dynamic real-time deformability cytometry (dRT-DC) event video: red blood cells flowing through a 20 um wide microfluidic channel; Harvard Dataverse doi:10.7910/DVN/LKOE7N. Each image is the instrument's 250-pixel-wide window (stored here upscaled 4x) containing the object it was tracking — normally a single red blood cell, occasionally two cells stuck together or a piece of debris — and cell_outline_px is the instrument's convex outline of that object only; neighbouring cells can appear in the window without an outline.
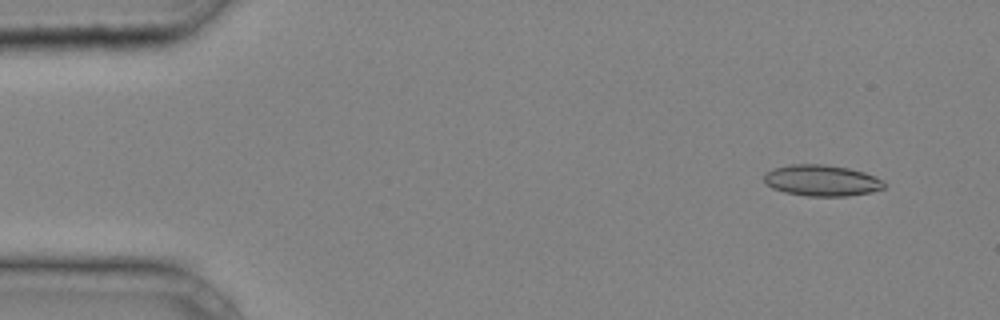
{"species": "common noctule bat (a hibernating species)", "species_latin": "Nyctalus noctula", "temperature_condition": "cold", "stored_images_in_passage": 42, "camera_frame_rate_fps": 3000, "um_per_image_px": 0.085, "animal": {"sex": "male", "body_mass_g": 20.4}, "frame": {"image": 1, "passage_image": 4, "time_ms": 1.0, "image_size_px": [1000, 320], "cell_outline_px": [[884, 188], [872, 192], [848, 196], [808, 196], [784, 192], [772, 188], [764, 180], [764, 176], [772, 168], [788, 164], [824, 164], [848, 168], [864, 172], [884, 180]], "centroid_in_image_um": [69.85, 15.34], "position_along_channel_um": 15.1, "area_um2": 21.85}}
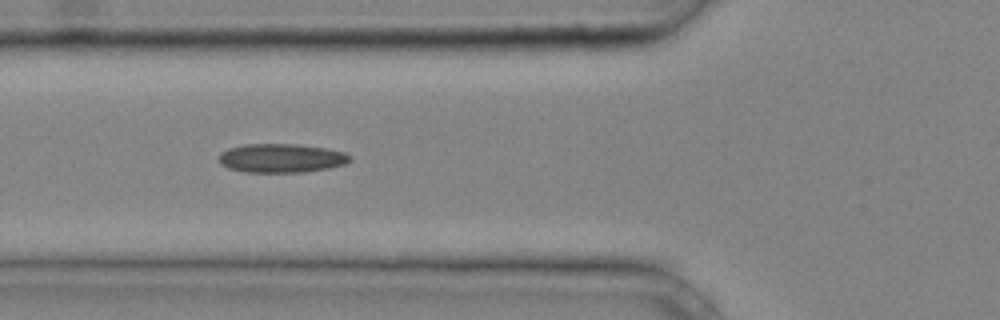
{"frame": {"image": 2, "passage_image": 16, "time_ms": 5.0, "image_size_px": [1000, 320], "cell_outline_px": [[352, 160], [344, 164], [328, 168], [304, 172], [244, 172], [228, 168], [220, 164], [220, 152], [228, 148], [244, 144], [296, 144], [328, 148], [344, 152], [352, 156]], "centroid_in_image_um": [23.92, 13.44], "position_along_channel_um": 101.9, "area_um2": 22.2}}
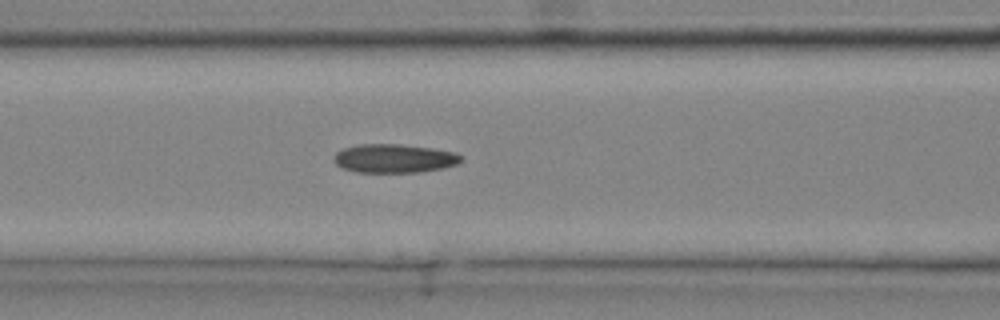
{"frame": {"image": 3, "passage_image": 18, "time_ms": 5.667, "image_size_px": [1000, 320], "cell_outline_px": [[464, 160], [456, 164], [440, 168], [420, 172], [356, 172], [344, 168], [336, 164], [332, 160], [336, 152], [344, 148], [360, 144], [400, 144], [432, 148], [456, 152], [464, 156]], "centroid_in_image_um": [33.53, 13.46], "position_along_channel_um": 133.1, "area_um2": 21.33}}